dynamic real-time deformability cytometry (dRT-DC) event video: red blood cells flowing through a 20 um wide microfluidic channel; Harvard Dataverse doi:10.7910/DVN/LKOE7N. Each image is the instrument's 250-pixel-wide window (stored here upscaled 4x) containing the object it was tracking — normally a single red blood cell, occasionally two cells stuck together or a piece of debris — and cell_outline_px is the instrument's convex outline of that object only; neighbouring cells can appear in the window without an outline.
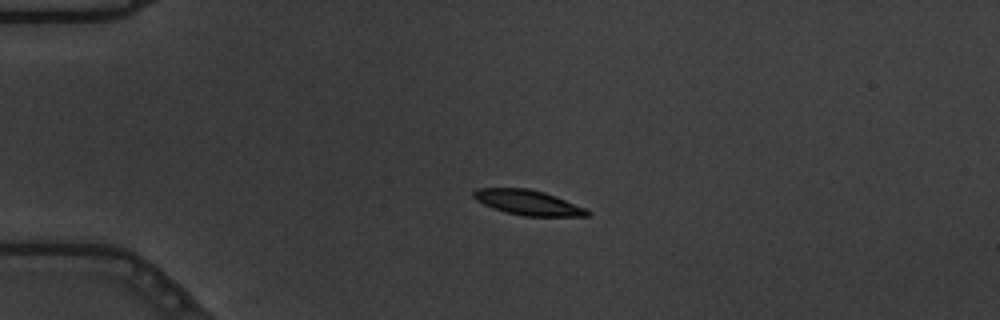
{"species": "common noctule bat (a hibernating species)", "species_latin": "Nyctalus noctula", "temperature_condition": "warm", "stored_images_in_passage": 53, "camera_frame_rate_fps": 3000, "um_per_image_px": 0.085, "animal": {"sex": "male", "body_mass_g": 19.5, "forearm_length_mm": 54.6}, "frame": {"image": 1, "passage_image": 10, "time_ms": 3.0, "image_size_px": [1000, 320], "cell_outline_px": [[592, 212], [588, 216], [524, 216], [504, 212], [492, 208], [476, 200], [472, 196], [472, 192], [476, 188], [528, 188], [544, 192], [588, 208]], "centroid_in_image_um": [44.89, 17.22], "position_along_channel_um": 40.1, "area_um2": 16.76}}
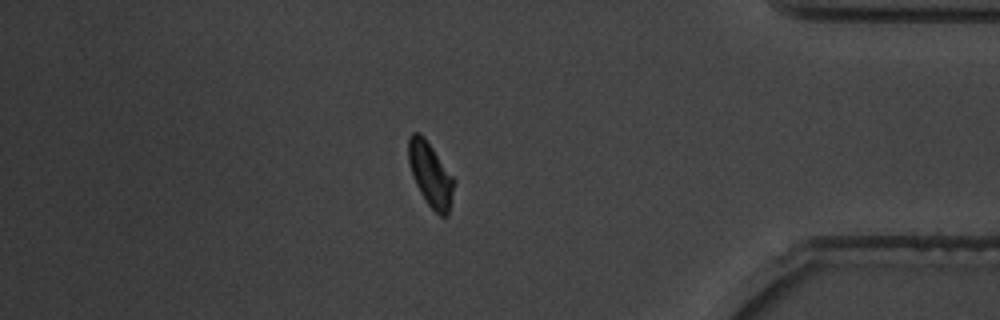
{"frame": {"image": 2, "passage_image": 45, "time_ms": 14.667, "image_size_px": [1000, 320], "cell_outline_px": [[456, 180], [448, 216], [440, 216], [428, 204], [420, 192], [412, 176], [408, 164], [408, 136], [412, 132], [420, 132], [424, 136]], "centroid_in_image_um": [36.59, 14.8], "position_along_channel_um": 398.6, "area_um2": 17.22}}
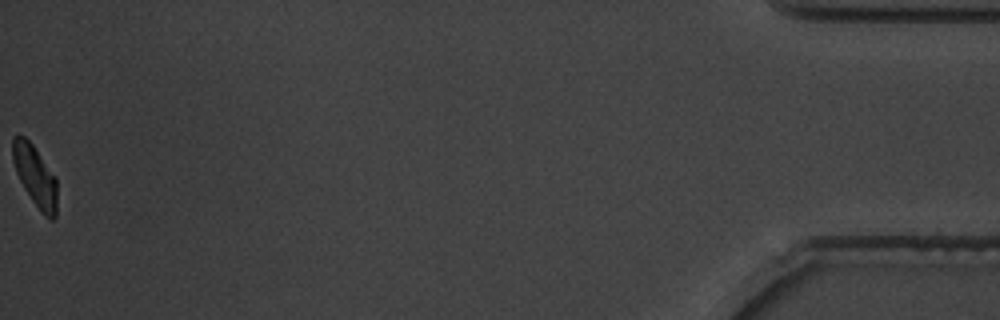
{"frame": {"image": 3, "passage_image": 53, "time_ms": 17.333, "image_size_px": [1000, 320], "cell_outline_px": [[56, 216], [52, 220], [48, 220], [40, 212], [24, 188], [16, 172], [12, 160], [12, 136], [24, 136], [32, 144], [56, 176]], "centroid_in_image_um": [2.99, 14.97], "position_along_channel_um": 432.2, "area_um2": 15.84}, "authors_computed_cell_mechanics": {"area_um2": 16.9354, "velocity_mm_per_s": 3.6338, "shape_relaxation_time_tau1_ms": 2.2326, "shape_relaxation_time_tau2_ms": null, "deformation_change_tau1": 0.1253, "deformation_change_tau2": null}}